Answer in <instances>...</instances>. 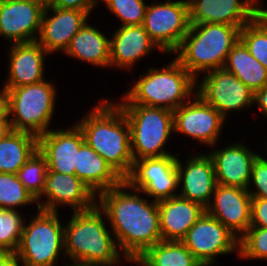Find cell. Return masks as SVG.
Here are the masks:
<instances>
[{
	"mask_svg": "<svg viewBox=\"0 0 267 266\" xmlns=\"http://www.w3.org/2000/svg\"><path fill=\"white\" fill-rule=\"evenodd\" d=\"M75 175L98 196L124 179L92 147L84 142L77 153Z\"/></svg>",
	"mask_w": 267,
	"mask_h": 266,
	"instance_id": "25",
	"label": "cell"
},
{
	"mask_svg": "<svg viewBox=\"0 0 267 266\" xmlns=\"http://www.w3.org/2000/svg\"><path fill=\"white\" fill-rule=\"evenodd\" d=\"M142 25L161 52L173 54L190 27L188 1L166 0L147 5Z\"/></svg>",
	"mask_w": 267,
	"mask_h": 266,
	"instance_id": "9",
	"label": "cell"
},
{
	"mask_svg": "<svg viewBox=\"0 0 267 266\" xmlns=\"http://www.w3.org/2000/svg\"><path fill=\"white\" fill-rule=\"evenodd\" d=\"M85 142L80 128L50 129L38 137V151L46 158L47 172L75 175L77 153Z\"/></svg>",
	"mask_w": 267,
	"mask_h": 266,
	"instance_id": "19",
	"label": "cell"
},
{
	"mask_svg": "<svg viewBox=\"0 0 267 266\" xmlns=\"http://www.w3.org/2000/svg\"><path fill=\"white\" fill-rule=\"evenodd\" d=\"M41 2H43L45 5L49 4L51 0H39Z\"/></svg>",
	"mask_w": 267,
	"mask_h": 266,
	"instance_id": "44",
	"label": "cell"
},
{
	"mask_svg": "<svg viewBox=\"0 0 267 266\" xmlns=\"http://www.w3.org/2000/svg\"><path fill=\"white\" fill-rule=\"evenodd\" d=\"M225 121L212 105L196 93L192 99L173 111L175 133L189 136L210 147H215L220 141L218 139Z\"/></svg>",
	"mask_w": 267,
	"mask_h": 266,
	"instance_id": "13",
	"label": "cell"
},
{
	"mask_svg": "<svg viewBox=\"0 0 267 266\" xmlns=\"http://www.w3.org/2000/svg\"><path fill=\"white\" fill-rule=\"evenodd\" d=\"M4 90L11 130L27 132L37 137L50 130L57 98L54 84L44 79L38 83Z\"/></svg>",
	"mask_w": 267,
	"mask_h": 266,
	"instance_id": "6",
	"label": "cell"
},
{
	"mask_svg": "<svg viewBox=\"0 0 267 266\" xmlns=\"http://www.w3.org/2000/svg\"><path fill=\"white\" fill-rule=\"evenodd\" d=\"M89 16L86 11L62 9L47 4L42 14L37 42L51 55L59 51L65 52L72 37L86 23Z\"/></svg>",
	"mask_w": 267,
	"mask_h": 266,
	"instance_id": "18",
	"label": "cell"
},
{
	"mask_svg": "<svg viewBox=\"0 0 267 266\" xmlns=\"http://www.w3.org/2000/svg\"><path fill=\"white\" fill-rule=\"evenodd\" d=\"M167 155L158 158H144L135 160L131 173L124 179L127 184L136 190H140L153 201L169 199L177 196L178 171L177 156Z\"/></svg>",
	"mask_w": 267,
	"mask_h": 266,
	"instance_id": "11",
	"label": "cell"
},
{
	"mask_svg": "<svg viewBox=\"0 0 267 266\" xmlns=\"http://www.w3.org/2000/svg\"><path fill=\"white\" fill-rule=\"evenodd\" d=\"M103 2L107 9L120 19L121 26L143 24L147 8L144 0H103Z\"/></svg>",
	"mask_w": 267,
	"mask_h": 266,
	"instance_id": "34",
	"label": "cell"
},
{
	"mask_svg": "<svg viewBox=\"0 0 267 266\" xmlns=\"http://www.w3.org/2000/svg\"><path fill=\"white\" fill-rule=\"evenodd\" d=\"M105 218V212L97 204L88 210L72 212L64 225L65 257L68 256L69 261L102 266H119L123 259L129 262L119 252Z\"/></svg>",
	"mask_w": 267,
	"mask_h": 266,
	"instance_id": "3",
	"label": "cell"
},
{
	"mask_svg": "<svg viewBox=\"0 0 267 266\" xmlns=\"http://www.w3.org/2000/svg\"><path fill=\"white\" fill-rule=\"evenodd\" d=\"M251 200L247 189L217 184L206 212L240 239L250 228Z\"/></svg>",
	"mask_w": 267,
	"mask_h": 266,
	"instance_id": "17",
	"label": "cell"
},
{
	"mask_svg": "<svg viewBox=\"0 0 267 266\" xmlns=\"http://www.w3.org/2000/svg\"><path fill=\"white\" fill-rule=\"evenodd\" d=\"M64 54L96 68H110V39L86 21L72 37Z\"/></svg>",
	"mask_w": 267,
	"mask_h": 266,
	"instance_id": "26",
	"label": "cell"
},
{
	"mask_svg": "<svg viewBox=\"0 0 267 266\" xmlns=\"http://www.w3.org/2000/svg\"><path fill=\"white\" fill-rule=\"evenodd\" d=\"M239 26L218 23L190 24L175 59L197 80L201 72L223 68L238 42Z\"/></svg>",
	"mask_w": 267,
	"mask_h": 266,
	"instance_id": "4",
	"label": "cell"
},
{
	"mask_svg": "<svg viewBox=\"0 0 267 266\" xmlns=\"http://www.w3.org/2000/svg\"><path fill=\"white\" fill-rule=\"evenodd\" d=\"M239 256L267 260V228L250 227L239 239Z\"/></svg>",
	"mask_w": 267,
	"mask_h": 266,
	"instance_id": "35",
	"label": "cell"
},
{
	"mask_svg": "<svg viewBox=\"0 0 267 266\" xmlns=\"http://www.w3.org/2000/svg\"><path fill=\"white\" fill-rule=\"evenodd\" d=\"M253 181V182H252ZM251 183L254 184V189H250ZM252 198L267 199V158L258 156L253 163L250 185L247 189Z\"/></svg>",
	"mask_w": 267,
	"mask_h": 266,
	"instance_id": "36",
	"label": "cell"
},
{
	"mask_svg": "<svg viewBox=\"0 0 267 266\" xmlns=\"http://www.w3.org/2000/svg\"><path fill=\"white\" fill-rule=\"evenodd\" d=\"M10 123L8 119H0V139L4 137L9 131Z\"/></svg>",
	"mask_w": 267,
	"mask_h": 266,
	"instance_id": "42",
	"label": "cell"
},
{
	"mask_svg": "<svg viewBox=\"0 0 267 266\" xmlns=\"http://www.w3.org/2000/svg\"><path fill=\"white\" fill-rule=\"evenodd\" d=\"M37 210L29 224L25 218L15 254L24 266H56L60 255L65 258L64 226L58 212Z\"/></svg>",
	"mask_w": 267,
	"mask_h": 266,
	"instance_id": "8",
	"label": "cell"
},
{
	"mask_svg": "<svg viewBox=\"0 0 267 266\" xmlns=\"http://www.w3.org/2000/svg\"><path fill=\"white\" fill-rule=\"evenodd\" d=\"M239 40L251 55L267 69V11L260 12L240 29Z\"/></svg>",
	"mask_w": 267,
	"mask_h": 266,
	"instance_id": "30",
	"label": "cell"
},
{
	"mask_svg": "<svg viewBox=\"0 0 267 266\" xmlns=\"http://www.w3.org/2000/svg\"><path fill=\"white\" fill-rule=\"evenodd\" d=\"M250 227L267 228V199L252 198Z\"/></svg>",
	"mask_w": 267,
	"mask_h": 266,
	"instance_id": "37",
	"label": "cell"
},
{
	"mask_svg": "<svg viewBox=\"0 0 267 266\" xmlns=\"http://www.w3.org/2000/svg\"><path fill=\"white\" fill-rule=\"evenodd\" d=\"M76 125L82 131L85 142L125 179L132 170L130 126L117 104L103 99Z\"/></svg>",
	"mask_w": 267,
	"mask_h": 266,
	"instance_id": "2",
	"label": "cell"
},
{
	"mask_svg": "<svg viewBox=\"0 0 267 266\" xmlns=\"http://www.w3.org/2000/svg\"><path fill=\"white\" fill-rule=\"evenodd\" d=\"M154 49L161 51L143 25L119 26L110 38V68L130 70Z\"/></svg>",
	"mask_w": 267,
	"mask_h": 266,
	"instance_id": "23",
	"label": "cell"
},
{
	"mask_svg": "<svg viewBox=\"0 0 267 266\" xmlns=\"http://www.w3.org/2000/svg\"><path fill=\"white\" fill-rule=\"evenodd\" d=\"M201 79V82L196 80V94L212 105L225 120L229 112L246 110L253 105V91L226 69L208 71Z\"/></svg>",
	"mask_w": 267,
	"mask_h": 266,
	"instance_id": "12",
	"label": "cell"
},
{
	"mask_svg": "<svg viewBox=\"0 0 267 266\" xmlns=\"http://www.w3.org/2000/svg\"><path fill=\"white\" fill-rule=\"evenodd\" d=\"M161 68H149L117 104H138L174 111L196 93V79L174 58ZM194 90V91H193ZM192 95V96H191Z\"/></svg>",
	"mask_w": 267,
	"mask_h": 266,
	"instance_id": "5",
	"label": "cell"
},
{
	"mask_svg": "<svg viewBox=\"0 0 267 266\" xmlns=\"http://www.w3.org/2000/svg\"><path fill=\"white\" fill-rule=\"evenodd\" d=\"M244 142L233 143L225 148L208 152L211 157L217 184L248 189L252 166L260 155L253 152Z\"/></svg>",
	"mask_w": 267,
	"mask_h": 266,
	"instance_id": "21",
	"label": "cell"
},
{
	"mask_svg": "<svg viewBox=\"0 0 267 266\" xmlns=\"http://www.w3.org/2000/svg\"><path fill=\"white\" fill-rule=\"evenodd\" d=\"M33 203L37 204V201L20 182L17 174L0 172V209L16 210Z\"/></svg>",
	"mask_w": 267,
	"mask_h": 266,
	"instance_id": "32",
	"label": "cell"
},
{
	"mask_svg": "<svg viewBox=\"0 0 267 266\" xmlns=\"http://www.w3.org/2000/svg\"><path fill=\"white\" fill-rule=\"evenodd\" d=\"M223 68L233 73L253 92L267 85V69L240 40L232 47Z\"/></svg>",
	"mask_w": 267,
	"mask_h": 266,
	"instance_id": "28",
	"label": "cell"
},
{
	"mask_svg": "<svg viewBox=\"0 0 267 266\" xmlns=\"http://www.w3.org/2000/svg\"><path fill=\"white\" fill-rule=\"evenodd\" d=\"M42 197L47 200H38L37 208L45 211L59 212L57 206L60 208V205H67L73 212H77L97 204L96 195L80 178L58 172H47Z\"/></svg>",
	"mask_w": 267,
	"mask_h": 266,
	"instance_id": "16",
	"label": "cell"
},
{
	"mask_svg": "<svg viewBox=\"0 0 267 266\" xmlns=\"http://www.w3.org/2000/svg\"><path fill=\"white\" fill-rule=\"evenodd\" d=\"M18 210L0 209V253H15L25 219Z\"/></svg>",
	"mask_w": 267,
	"mask_h": 266,
	"instance_id": "33",
	"label": "cell"
},
{
	"mask_svg": "<svg viewBox=\"0 0 267 266\" xmlns=\"http://www.w3.org/2000/svg\"><path fill=\"white\" fill-rule=\"evenodd\" d=\"M8 76L4 89H13L43 81L45 57L49 53L37 42L10 44Z\"/></svg>",
	"mask_w": 267,
	"mask_h": 266,
	"instance_id": "22",
	"label": "cell"
},
{
	"mask_svg": "<svg viewBox=\"0 0 267 266\" xmlns=\"http://www.w3.org/2000/svg\"><path fill=\"white\" fill-rule=\"evenodd\" d=\"M260 0H188L190 24L218 23L243 27L251 22L262 8Z\"/></svg>",
	"mask_w": 267,
	"mask_h": 266,
	"instance_id": "15",
	"label": "cell"
},
{
	"mask_svg": "<svg viewBox=\"0 0 267 266\" xmlns=\"http://www.w3.org/2000/svg\"><path fill=\"white\" fill-rule=\"evenodd\" d=\"M158 203L162 241H181L206 209L180 196Z\"/></svg>",
	"mask_w": 267,
	"mask_h": 266,
	"instance_id": "24",
	"label": "cell"
},
{
	"mask_svg": "<svg viewBox=\"0 0 267 266\" xmlns=\"http://www.w3.org/2000/svg\"><path fill=\"white\" fill-rule=\"evenodd\" d=\"M100 0H51L50 5L62 9L86 11L89 15Z\"/></svg>",
	"mask_w": 267,
	"mask_h": 266,
	"instance_id": "38",
	"label": "cell"
},
{
	"mask_svg": "<svg viewBox=\"0 0 267 266\" xmlns=\"http://www.w3.org/2000/svg\"><path fill=\"white\" fill-rule=\"evenodd\" d=\"M47 170L46 158L37 150L17 173L20 182L37 202L42 200V189Z\"/></svg>",
	"mask_w": 267,
	"mask_h": 266,
	"instance_id": "31",
	"label": "cell"
},
{
	"mask_svg": "<svg viewBox=\"0 0 267 266\" xmlns=\"http://www.w3.org/2000/svg\"><path fill=\"white\" fill-rule=\"evenodd\" d=\"M133 263L139 266H202L181 241H159Z\"/></svg>",
	"mask_w": 267,
	"mask_h": 266,
	"instance_id": "29",
	"label": "cell"
},
{
	"mask_svg": "<svg viewBox=\"0 0 267 266\" xmlns=\"http://www.w3.org/2000/svg\"><path fill=\"white\" fill-rule=\"evenodd\" d=\"M130 126L133 160L173 155L164 150L174 133L173 111L162 107L138 104H118Z\"/></svg>",
	"mask_w": 267,
	"mask_h": 266,
	"instance_id": "7",
	"label": "cell"
},
{
	"mask_svg": "<svg viewBox=\"0 0 267 266\" xmlns=\"http://www.w3.org/2000/svg\"><path fill=\"white\" fill-rule=\"evenodd\" d=\"M178 196L198 203L205 209L212 200L217 181L214 165L208 154H193L185 164L177 157ZM181 186V187H180Z\"/></svg>",
	"mask_w": 267,
	"mask_h": 266,
	"instance_id": "20",
	"label": "cell"
},
{
	"mask_svg": "<svg viewBox=\"0 0 267 266\" xmlns=\"http://www.w3.org/2000/svg\"><path fill=\"white\" fill-rule=\"evenodd\" d=\"M181 242L202 266L217 265L218 255L234 251L239 255V238L206 211Z\"/></svg>",
	"mask_w": 267,
	"mask_h": 266,
	"instance_id": "10",
	"label": "cell"
},
{
	"mask_svg": "<svg viewBox=\"0 0 267 266\" xmlns=\"http://www.w3.org/2000/svg\"><path fill=\"white\" fill-rule=\"evenodd\" d=\"M139 194L140 190L123 181L97 196V205L105 212L118 248L132 264L149 247L162 241L158 203Z\"/></svg>",
	"mask_w": 267,
	"mask_h": 266,
	"instance_id": "1",
	"label": "cell"
},
{
	"mask_svg": "<svg viewBox=\"0 0 267 266\" xmlns=\"http://www.w3.org/2000/svg\"><path fill=\"white\" fill-rule=\"evenodd\" d=\"M65 266H102V265H89V264H81V263L72 262V264L67 263Z\"/></svg>",
	"mask_w": 267,
	"mask_h": 266,
	"instance_id": "43",
	"label": "cell"
},
{
	"mask_svg": "<svg viewBox=\"0 0 267 266\" xmlns=\"http://www.w3.org/2000/svg\"><path fill=\"white\" fill-rule=\"evenodd\" d=\"M0 266H24V263L15 253H0Z\"/></svg>",
	"mask_w": 267,
	"mask_h": 266,
	"instance_id": "40",
	"label": "cell"
},
{
	"mask_svg": "<svg viewBox=\"0 0 267 266\" xmlns=\"http://www.w3.org/2000/svg\"><path fill=\"white\" fill-rule=\"evenodd\" d=\"M37 150V136L10 130L0 139V172L17 174Z\"/></svg>",
	"mask_w": 267,
	"mask_h": 266,
	"instance_id": "27",
	"label": "cell"
},
{
	"mask_svg": "<svg viewBox=\"0 0 267 266\" xmlns=\"http://www.w3.org/2000/svg\"><path fill=\"white\" fill-rule=\"evenodd\" d=\"M44 8L39 0H0V35L11 44L37 41Z\"/></svg>",
	"mask_w": 267,
	"mask_h": 266,
	"instance_id": "14",
	"label": "cell"
},
{
	"mask_svg": "<svg viewBox=\"0 0 267 266\" xmlns=\"http://www.w3.org/2000/svg\"><path fill=\"white\" fill-rule=\"evenodd\" d=\"M0 119H8L7 116V96L6 91L2 87L0 91Z\"/></svg>",
	"mask_w": 267,
	"mask_h": 266,
	"instance_id": "41",
	"label": "cell"
},
{
	"mask_svg": "<svg viewBox=\"0 0 267 266\" xmlns=\"http://www.w3.org/2000/svg\"><path fill=\"white\" fill-rule=\"evenodd\" d=\"M253 105H257L260 112L267 117V85L253 92Z\"/></svg>",
	"mask_w": 267,
	"mask_h": 266,
	"instance_id": "39",
	"label": "cell"
}]
</instances>
